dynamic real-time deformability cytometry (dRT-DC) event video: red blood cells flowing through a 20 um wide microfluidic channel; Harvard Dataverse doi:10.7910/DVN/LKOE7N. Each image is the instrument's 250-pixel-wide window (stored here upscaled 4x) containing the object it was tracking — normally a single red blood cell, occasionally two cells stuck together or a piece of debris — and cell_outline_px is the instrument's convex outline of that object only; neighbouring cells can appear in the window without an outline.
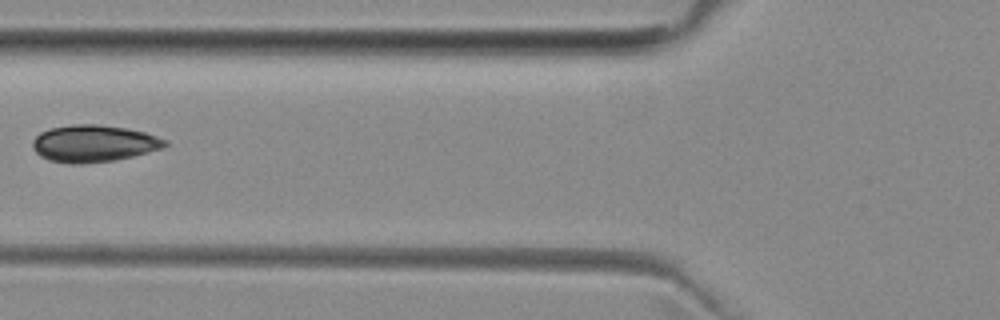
{"species": "common noctule bat (a hibernating species)", "species_latin": "Nyctalus noctula", "temperature_condition": "room temperature", "stored_images_in_passage": 6, "camera_frame_rate_fps": 3000, "um_per_image_px": 0.085, "animal": {"sex": "female", "body_mass_g": 29.2, "forearm_length_mm": 56.3}, "frame": {"image": 1, "passage_image": 6, "time_ms": 5.667, "image_size_px": [1000, 320], "cell_outline_px": [[168, 144], [164, 148], [116, 160], [80, 164], [68, 164], [48, 160], [40, 156], [32, 148], [32, 140], [40, 132], [52, 128], [76, 124], [96, 124], [128, 128], [144, 132], [168, 140]], "centroid_in_image_um": [7.97, 12.2], "position_along_channel_um": 117.8, "area_um2": 28.67}}